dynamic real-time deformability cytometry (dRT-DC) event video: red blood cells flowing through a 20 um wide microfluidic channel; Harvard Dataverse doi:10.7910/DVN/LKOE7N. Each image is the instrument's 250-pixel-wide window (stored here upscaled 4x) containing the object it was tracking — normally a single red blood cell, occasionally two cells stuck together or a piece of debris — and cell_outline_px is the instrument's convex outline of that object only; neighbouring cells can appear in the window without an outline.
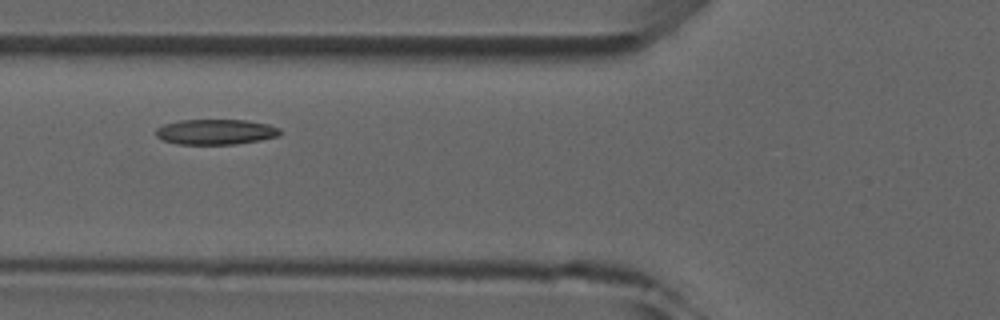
{"species": "common noctule bat (a hibernating species)", "species_latin": "Nyctalus noctula", "temperature_condition": "room temperature", "stored_images_in_passage": 2, "camera_frame_rate_fps": 3000, "um_per_image_px": 0.085, "animal": {"sex": "male", "forearm_length_mm": 52.5}, "frame": {"image": 1, "passage_image": 2, "time_ms": 1.0, "image_size_px": [1000, 320], "cell_outline_px": [[280, 136], [260, 140], [236, 144], [176, 144], [164, 140], [156, 136], [156, 128], [164, 124], [180, 120], [248, 120], [268, 124], [280, 128]], "centroid_in_image_um": [18.35, 11.21], "position_along_channel_um": 107.5, "area_um2": 18.38}}